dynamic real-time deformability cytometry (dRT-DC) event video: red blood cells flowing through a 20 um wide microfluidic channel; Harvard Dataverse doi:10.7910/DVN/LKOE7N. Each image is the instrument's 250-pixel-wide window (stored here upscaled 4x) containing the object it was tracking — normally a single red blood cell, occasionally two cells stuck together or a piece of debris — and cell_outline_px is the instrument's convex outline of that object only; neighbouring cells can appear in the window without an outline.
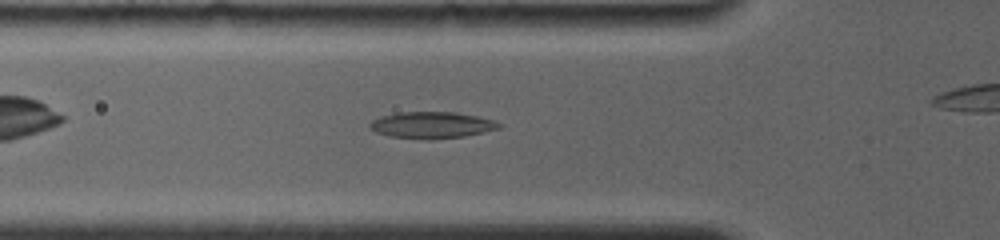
{"species": "common noctule bat (a hibernating species)", "species_latin": "Nyctalus noctula", "temperature_condition": "room temperature", "stored_images_in_passage": 25, "camera_frame_rate_fps": 4000, "um_per_image_px": 0.085, "animal": {"sex": "female", "body_mass_g": 19.0, "forearm_length_mm": 56.7}, "frame": {"image": 1, "passage_image": 11, "time_ms": 5.0, "image_size_px": [1000, 240], "cell_outline_px": [[504, 124], [500, 128], [484, 132], [464, 136], [428, 140], [392, 136], [376, 132], [368, 128], [368, 124], [372, 120], [380, 116], [400, 112], [456, 112], [476, 116], [492, 120]], "centroid_in_image_um": [36.69, 10.63], "position_along_channel_um": 89.1, "area_um2": 20.0}}
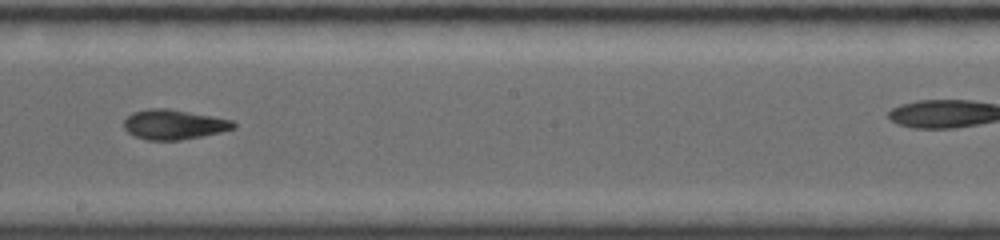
{"frame": {"image": 2, "passage_image": 19, "time_ms": 8.75, "image_size_px": [1000, 240], "cell_outline_px": [[236, 128], [220, 132], [180, 140], [148, 140], [136, 136], [128, 132], [124, 128], [124, 120], [132, 112], [148, 108], [168, 108], [212, 116], [232, 120], [236, 124]], "centroid_in_image_um": [14.77, 10.57], "position_along_channel_um": 233.4, "area_um2": 18.96}}
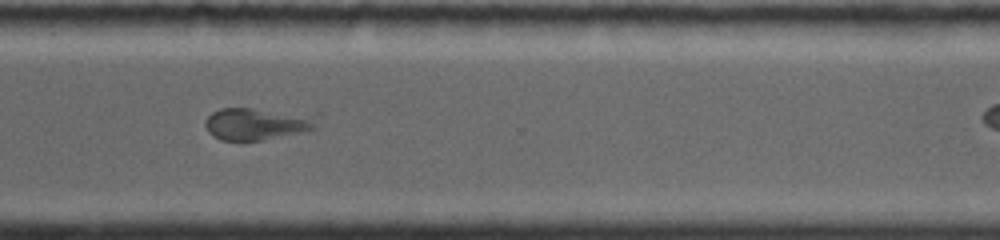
{"frame": {"image": 3, "passage_image": 23, "time_ms": 11.75, "image_size_px": [1000, 240], "cell_outline_px": [[320, 116], [316, 128], [300, 132], [260, 140], [220, 140], [212, 136], [208, 132], [204, 124], [204, 120], [212, 112], [220, 108], [252, 108], [320, 112]], "centroid_in_image_um": [21.95, 10.47], "position_along_channel_um": 348.6, "area_um2": 21.79}}